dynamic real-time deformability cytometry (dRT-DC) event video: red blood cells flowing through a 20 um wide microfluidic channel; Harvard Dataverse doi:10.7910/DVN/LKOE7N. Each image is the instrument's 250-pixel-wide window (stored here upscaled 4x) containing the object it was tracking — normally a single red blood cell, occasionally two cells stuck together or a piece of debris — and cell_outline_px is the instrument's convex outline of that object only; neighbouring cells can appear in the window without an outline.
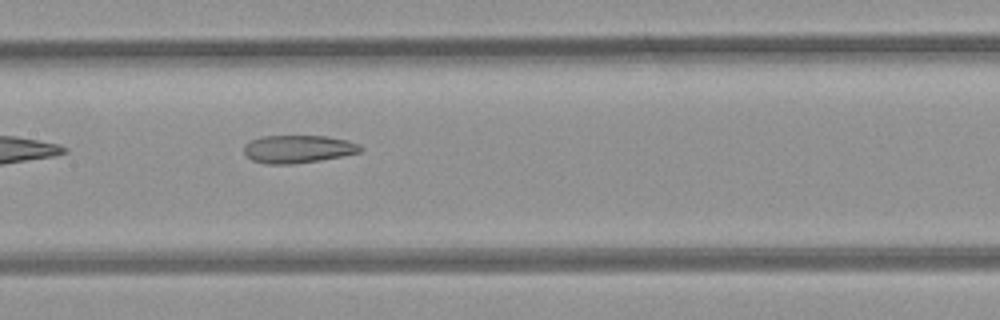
{"species": "common noctule bat (a hibernating species)", "species_latin": "Nyctalus noctula", "temperature_condition": "room temperature", "stored_images_in_passage": 9, "camera_frame_rate_fps": 3000, "um_per_image_px": 0.085, "animal": {"sex": "female", "body_mass_g": 21.9}, "frame": {"image": 1, "passage_image": 7, "time_ms": 2.0, "image_size_px": [1000, 320], "cell_outline_px": [[364, 148], [360, 152], [320, 160], [292, 164], [264, 164], [252, 160], [244, 152], [244, 144], [260, 136], [328, 136], [348, 140], [360, 144]], "centroid_in_image_um": [25.34, 12.66], "position_along_channel_um": 182.1, "area_um2": 18.96}}
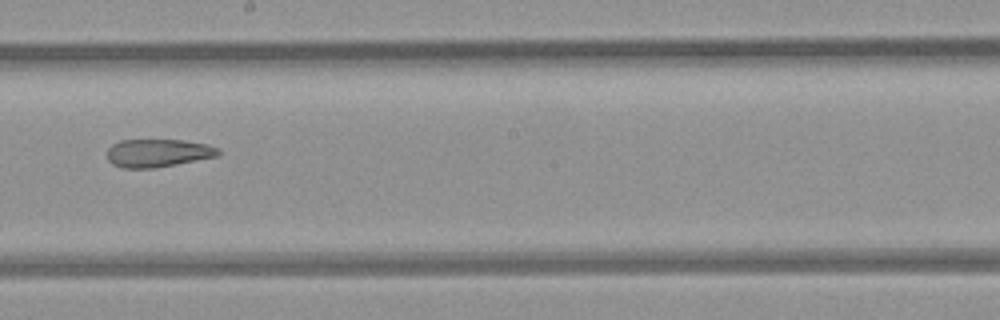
{"frame": {"image": 2, "passage_image": 8, "time_ms": 2.333, "image_size_px": [1000, 320], "cell_outline_px": [[220, 156], [156, 168], [120, 168], [112, 164], [108, 160], [108, 148], [112, 144], [120, 140], [184, 140], [208, 144], [220, 148]], "centroid_in_image_um": [13.46, 13.01], "position_along_channel_um": 234.7, "area_um2": 18.44}}
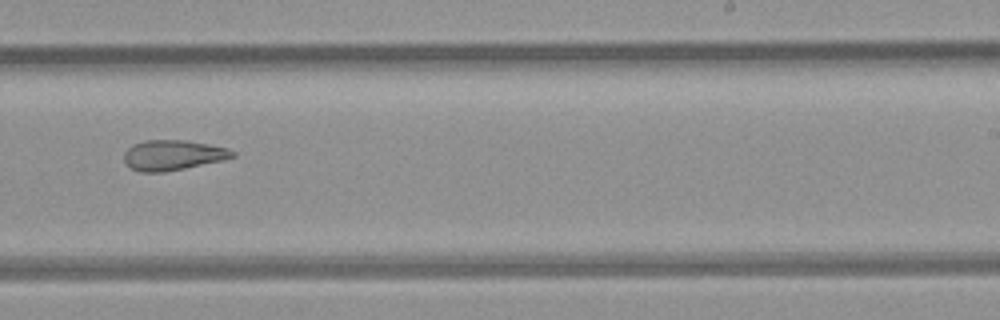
{"frame": {"image": 3, "passage_image": 9, "time_ms": 2.667, "image_size_px": [1000, 320], "cell_outline_px": [[236, 156], [224, 160], [164, 172], [140, 172], [132, 168], [124, 160], [124, 152], [132, 144], [144, 140], [188, 140], [228, 148], [236, 152]], "centroid_in_image_um": [14.71, 13.17], "position_along_channel_um": 274.3, "area_um2": 19.13}}